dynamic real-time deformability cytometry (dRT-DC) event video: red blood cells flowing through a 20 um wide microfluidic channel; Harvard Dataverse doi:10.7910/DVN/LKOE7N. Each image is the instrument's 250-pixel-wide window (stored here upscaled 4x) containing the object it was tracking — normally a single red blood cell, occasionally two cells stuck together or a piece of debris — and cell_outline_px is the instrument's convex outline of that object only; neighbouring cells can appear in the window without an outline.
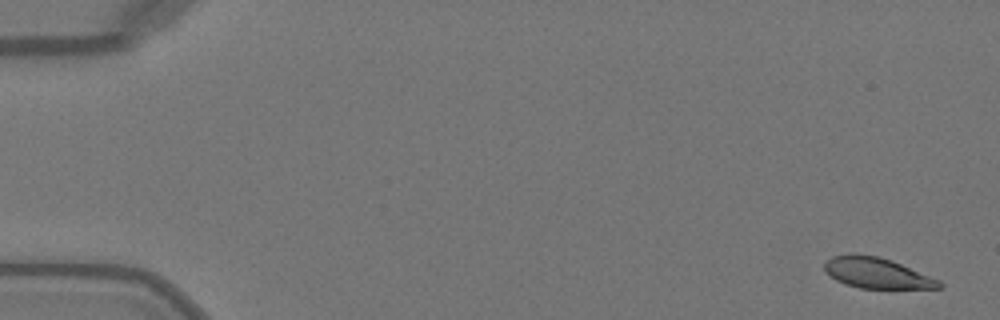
{"species": "Egyptian fruit bat (a non-hibernating species)", "species_latin": "Rousettus aegyptiacus", "temperature_condition": "warm", "stored_images_in_passage": 51, "camera_frame_rate_fps": 3000, "um_per_image_px": 0.085, "animal": {"sex": "female"}, "frame": {"image": 1, "passage_image": 2, "time_ms": 0.333, "image_size_px": [1000, 320], "cell_outline_px": [[944, 288], [860, 288], [844, 284], [836, 280], [824, 272], [824, 264], [832, 256], [848, 252], [856, 252], [880, 256], [892, 260], [940, 280], [944, 284]], "centroid_in_image_um": [74.5, 23.18], "position_along_channel_um": 10.5, "area_um2": 20.92}}
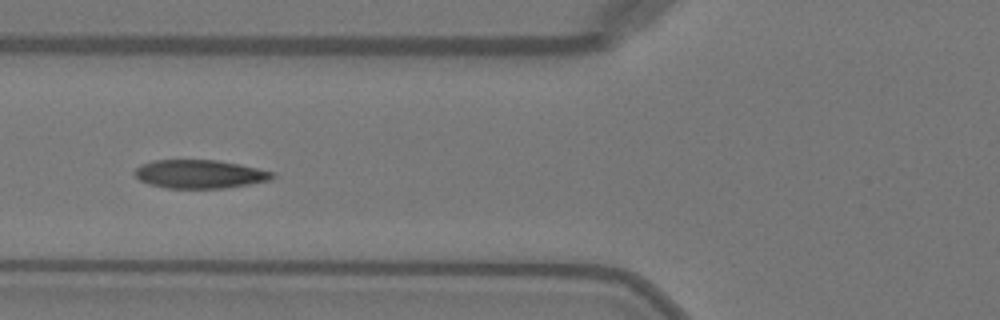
{"frame": {"image": 2, "passage_image": 20, "time_ms": 6.333, "image_size_px": [1000, 320], "cell_outline_px": [[276, 176], [268, 180], [248, 184], [224, 188], [164, 188], [148, 184], [140, 180], [132, 172], [140, 164], [152, 160], [216, 160], [240, 164], [276, 172]], "centroid_in_image_um": [16.95, 14.79], "position_along_channel_um": 108.9, "area_um2": 23.0}}
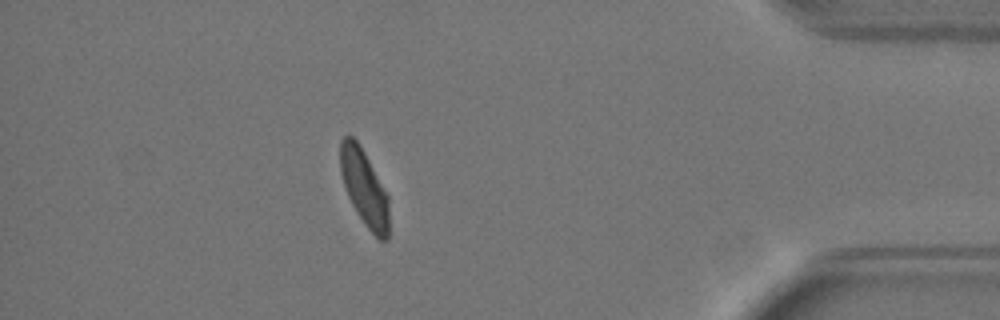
{"frame": {"image": 3, "passage_image": 45, "time_ms": 14.667, "image_size_px": [1000, 320], "cell_outline_px": [[388, 240], [380, 240], [364, 224], [356, 212], [348, 196], [340, 172], [340, 140], [348, 132], [360, 144], [388, 196]], "centroid_in_image_um": [30.94, 15.92], "position_along_channel_um": 404.3, "area_um2": 21.5}, "authors_computed_cell_mechanics": {"area_um2": 22.6576, "velocity_mm_per_s": 4.0532, "shape_relaxation_time_tau1_ms": 3.1876, "shape_relaxation_time_tau2_ms": 0.7328, "deformation_change_tau1": 0.1569, "deformation_change_tau2": 0.0398}}